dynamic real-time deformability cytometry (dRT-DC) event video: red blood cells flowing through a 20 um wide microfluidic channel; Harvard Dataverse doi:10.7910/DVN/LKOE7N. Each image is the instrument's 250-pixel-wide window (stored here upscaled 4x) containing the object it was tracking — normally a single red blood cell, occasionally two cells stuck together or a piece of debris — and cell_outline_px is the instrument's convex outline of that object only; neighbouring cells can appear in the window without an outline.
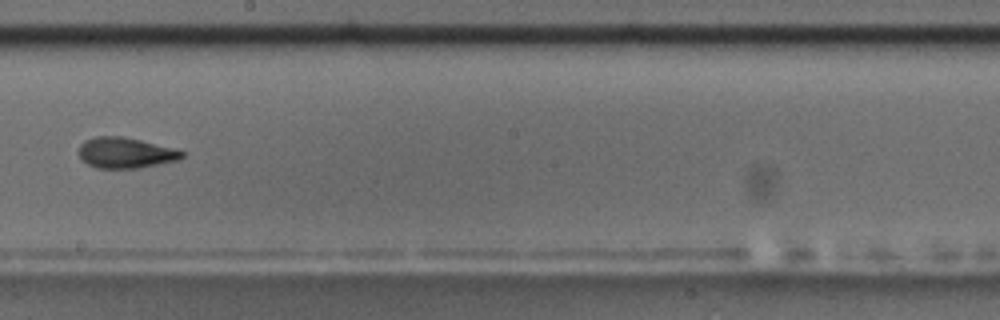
{"species": "common noctule bat (a hibernating species)", "species_latin": "Nyctalus noctula", "temperature_condition": "room temperature", "stored_images_in_passage": 11, "camera_frame_rate_fps": 3000, "um_per_image_px": 0.085, "animal": {"sex": "male", "body_mass_g": 17.5, "forearm_length_mm": 52.3}, "frame": {"image": 1, "passage_image": 10, "time_ms": 10.333, "image_size_px": [1000, 320], "cell_outline_px": [[184, 156], [180, 160], [136, 168], [96, 168], [80, 160], [80, 144], [84, 140], [96, 136], [120, 136], [140, 140], [172, 148], [184, 152]], "centroid_in_image_um": [10.64, 12.99], "position_along_channel_um": 237.6, "area_um2": 18.32}}
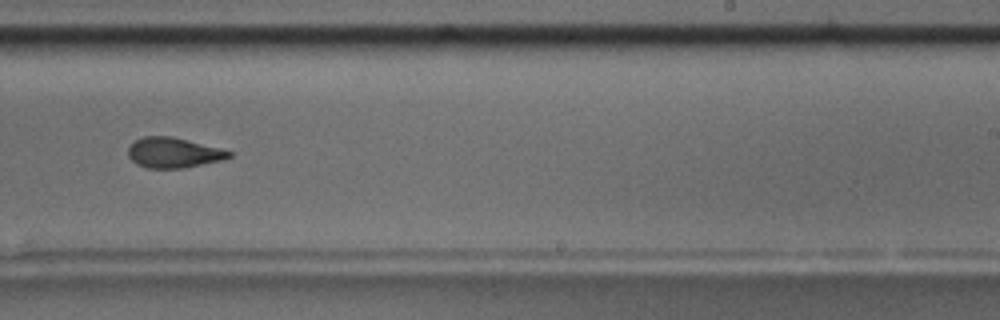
{"frame": {"image": 2, "passage_image": 11, "time_ms": 11.333, "image_size_px": [1000, 320], "cell_outline_px": [[232, 156], [224, 160], [184, 168], [148, 168], [136, 164], [128, 156], [128, 148], [136, 140], [144, 136], [172, 136], [220, 148], [232, 152]], "centroid_in_image_um": [14.76, 12.98], "position_along_channel_um": 274.2, "area_um2": 17.8}}